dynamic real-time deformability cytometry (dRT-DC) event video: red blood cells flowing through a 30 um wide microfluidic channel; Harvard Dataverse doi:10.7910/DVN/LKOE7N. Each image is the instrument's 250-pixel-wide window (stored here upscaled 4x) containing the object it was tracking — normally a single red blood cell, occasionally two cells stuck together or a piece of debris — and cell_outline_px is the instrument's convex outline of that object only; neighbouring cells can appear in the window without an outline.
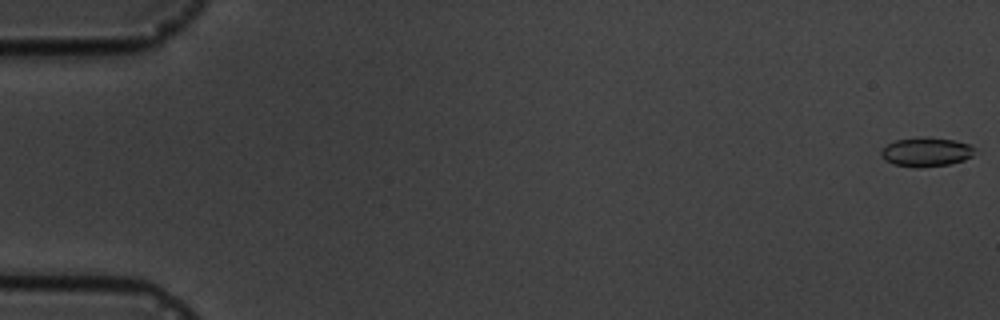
{"species": "common noctule bat (a hibernating species)", "species_latin": "Nyctalus noctula", "temperature_condition": "cold", "stored_images_in_passage": 8, "camera_frame_rate_fps": 3000, "um_per_image_px": 0.085, "animal": {"sex": "male", "body_mass_g": 19.5, "forearm_length_mm": 54.6}, "frame": {"image": 1, "passage_image": 1, "time_ms": 0.0, "image_size_px": [1000, 320], "cell_outline_px": [[976, 148], [972, 156], [964, 160], [948, 164], [916, 168], [892, 164], [884, 160], [880, 156], [880, 148], [896, 140], [920, 136], [956, 140], [968, 144]], "centroid_in_image_um": [78.68, 12.91], "position_along_channel_um": 6.3, "area_um2": 16.13}}
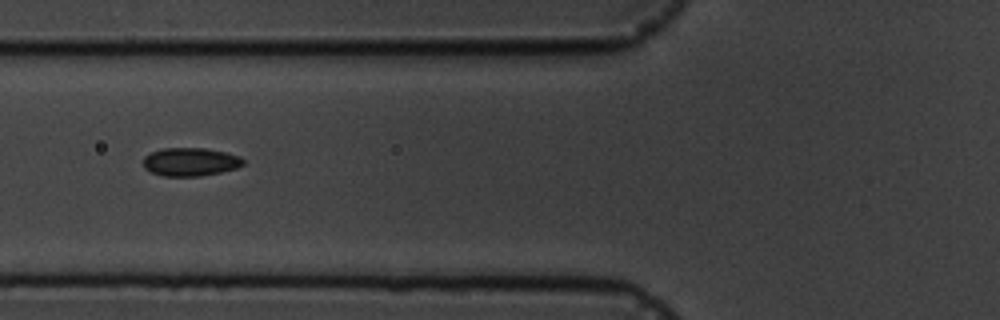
{"frame": {"image": 2, "passage_image": 7, "time_ms": 7.0, "image_size_px": [1000, 320], "cell_outline_px": [[244, 164], [236, 168], [220, 172], [200, 176], [164, 176], [152, 172], [144, 168], [144, 156], [152, 152], [164, 148], [204, 148], [224, 152], [240, 156], [244, 160]], "centroid_in_image_um": [16.18, 13.76], "position_along_channel_um": 109.6, "area_um2": 16.36}}
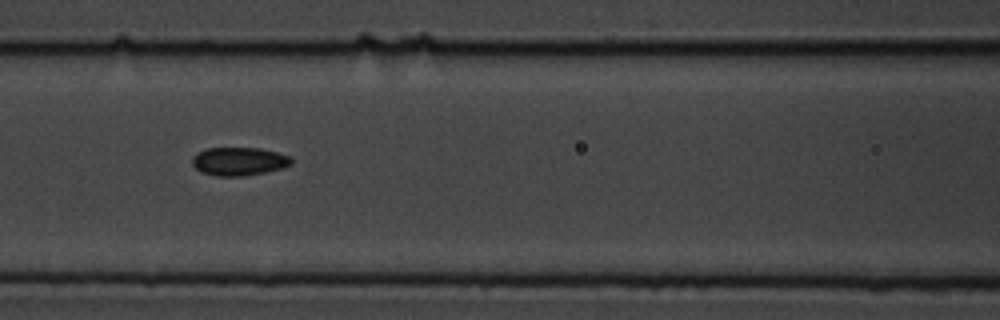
{"frame": {"image": 3, "passage_image": 8, "time_ms": 8.0, "image_size_px": [1000, 320], "cell_outline_px": [[292, 164], [280, 168], [264, 172], [244, 176], [216, 176], [200, 172], [192, 164], [192, 156], [196, 152], [208, 148], [260, 148], [276, 152], [288, 156], [292, 160]], "centroid_in_image_um": [20.26, 13.71], "position_along_channel_um": 146.3, "area_um2": 16.3}}